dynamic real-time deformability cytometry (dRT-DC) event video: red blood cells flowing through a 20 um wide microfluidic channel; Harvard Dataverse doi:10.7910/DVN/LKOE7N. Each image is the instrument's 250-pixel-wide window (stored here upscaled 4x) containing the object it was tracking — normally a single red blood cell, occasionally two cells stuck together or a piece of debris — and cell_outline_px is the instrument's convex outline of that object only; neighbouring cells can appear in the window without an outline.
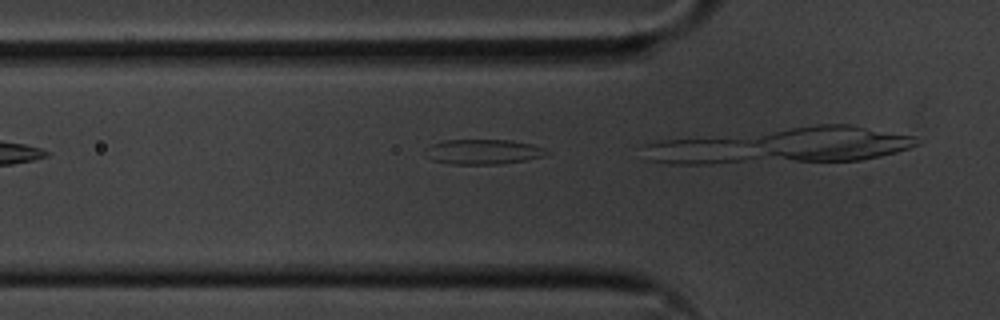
{"species": "common noctule bat (a hibernating species)", "species_latin": "Nyctalus noctula", "temperature_condition": "cold", "stored_images_in_passage": 4, "camera_frame_rate_fps": 3000, "um_per_image_px": 0.085, "animal": {"sex": "male", "body_mass_g": 20.1, "forearm_length_mm": 53.5}, "frame": {"image": 1, "passage_image": 3, "time_ms": 0.667, "image_size_px": [1000, 320], "cell_outline_px": [[548, 152], [544, 156], [524, 160], [500, 164], [448, 164], [432, 160], [424, 156], [424, 148], [432, 144], [444, 140], [512, 140], [532, 144], [544, 148]], "centroid_in_image_um": [40.99, 12.9], "position_along_channel_um": 84.8, "area_um2": 17.8}}